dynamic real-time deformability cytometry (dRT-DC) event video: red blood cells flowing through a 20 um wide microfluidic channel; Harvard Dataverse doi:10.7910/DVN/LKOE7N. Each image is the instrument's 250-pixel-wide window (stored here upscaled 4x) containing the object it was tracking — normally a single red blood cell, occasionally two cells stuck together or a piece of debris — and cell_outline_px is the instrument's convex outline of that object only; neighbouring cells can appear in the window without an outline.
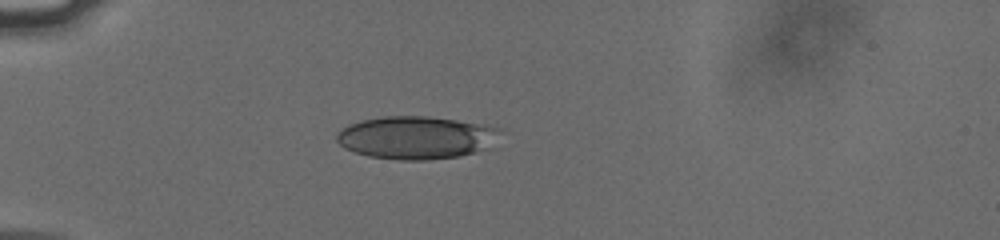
{"species": "human", "species_latin": "Homo sapiens", "temperature_condition": "cold", "stored_images_in_passage": 39, "camera_frame_rate_fps": 3000, "um_per_image_px": 0.085, "donor": {"sex": "male"}, "frame": {"image": 1, "passage_image": 1, "time_ms": 0.0, "image_size_px": [1000, 240], "cell_outline_px": [[500, 128], [492, 148], [460, 156], [428, 160], [400, 160], [368, 156], [344, 148], [336, 140], [336, 132], [348, 124], [364, 120], [384, 116], [428, 116], [484, 124]], "centroid_in_image_um": [35.38, 11.7], "position_along_channel_um": 49.6, "area_um2": 40.98}}
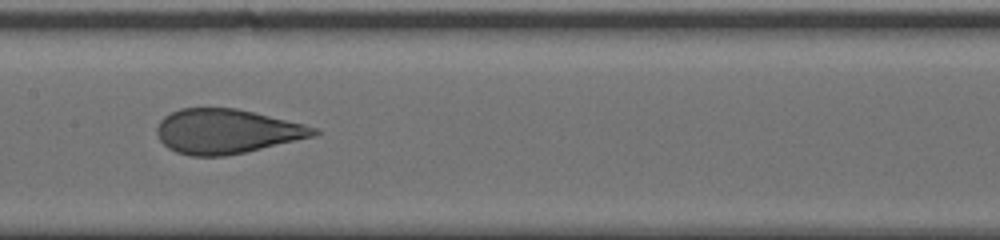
{"frame": {"image": 2, "passage_image": 14, "time_ms": 4.333, "image_size_px": [1000, 240], "cell_outline_px": [[320, 132], [316, 136], [244, 152], [224, 156], [192, 156], [176, 152], [168, 148], [160, 140], [156, 132], [156, 128], [160, 120], [164, 116], [180, 108], [236, 108], [304, 124], [316, 128]], "centroid_in_image_um": [19.24, 11.16], "position_along_channel_um": 188.2, "area_um2": 40.52}}
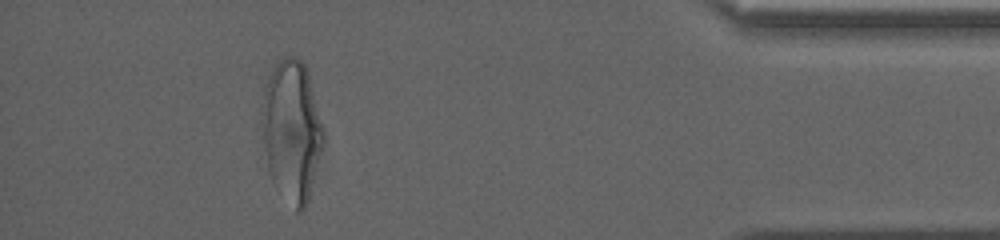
{"frame": {"image": 3, "passage_image": 35, "time_ms": 11.333, "image_size_px": [1000, 240], "cell_outline_px": [[324, 144], [308, 200], [304, 208], [300, 212], [296, 212], [272, 180], [268, 172], [260, 120], [260, 108], [264, 88], [268, 76], [272, 68], [284, 56], [296, 56], [304, 64], [308, 72], [324, 128]], "centroid_in_image_um": [24.78, 11.08], "position_along_channel_um": 410.4, "area_um2": 50.98}, "authors_computed_cell_mechanics": {"area_um2": 41.5582, "velocity_mm_per_s": 3.7958, "shape_relaxation_time_tau1_ms": 3.8297, "shape_relaxation_time_tau2_ms": null, "deformation_change_tau1": 0.1548, "deformation_change_tau2": null}}